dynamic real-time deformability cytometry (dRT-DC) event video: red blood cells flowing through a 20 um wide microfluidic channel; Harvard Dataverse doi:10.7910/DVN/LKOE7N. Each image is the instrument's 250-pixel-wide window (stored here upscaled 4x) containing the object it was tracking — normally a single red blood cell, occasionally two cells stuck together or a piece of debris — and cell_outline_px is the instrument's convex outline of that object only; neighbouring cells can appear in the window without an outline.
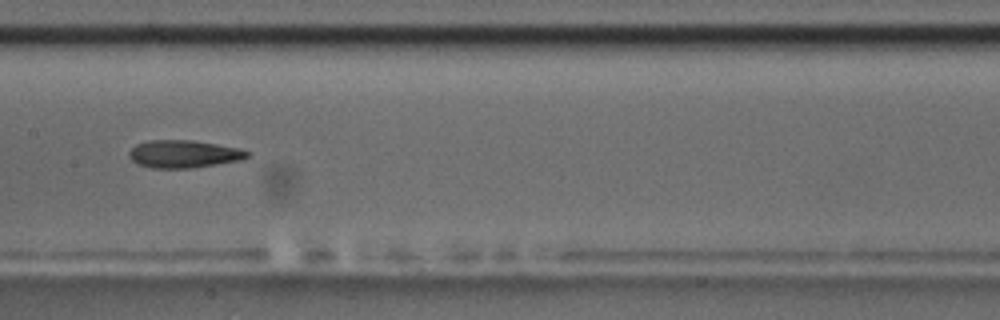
{"species": "common noctule bat (a hibernating species)", "species_latin": "Nyctalus noctula", "temperature_condition": "room temperature", "stored_images_in_passage": 12, "camera_frame_rate_fps": 3000, "um_per_image_px": 0.085, "animal": {"sex": "male", "body_mass_g": 17.5, "forearm_length_mm": 52.3}, "frame": {"image": 1, "passage_image": 4, "time_ms": 3.667, "image_size_px": [1000, 320], "cell_outline_px": [[252, 152], [248, 156], [240, 160], [192, 168], [152, 168], [140, 164], [132, 160], [128, 156], [128, 152], [136, 144], [148, 140], [192, 140], [240, 148]], "centroid_in_image_um": [15.62, 13.08], "position_along_channel_um": 191.8, "area_um2": 19.02}, "authors_computed_cell_mechanics": {"area_um2": 19.5364, "velocity_mm_per_s": 3.5539, "shape_relaxation_time_tau1_ms": null, "shape_relaxation_time_tau2_ms": 2.6645, "deformation_change_tau1": null, "deformation_change_tau2": 0.1128}}